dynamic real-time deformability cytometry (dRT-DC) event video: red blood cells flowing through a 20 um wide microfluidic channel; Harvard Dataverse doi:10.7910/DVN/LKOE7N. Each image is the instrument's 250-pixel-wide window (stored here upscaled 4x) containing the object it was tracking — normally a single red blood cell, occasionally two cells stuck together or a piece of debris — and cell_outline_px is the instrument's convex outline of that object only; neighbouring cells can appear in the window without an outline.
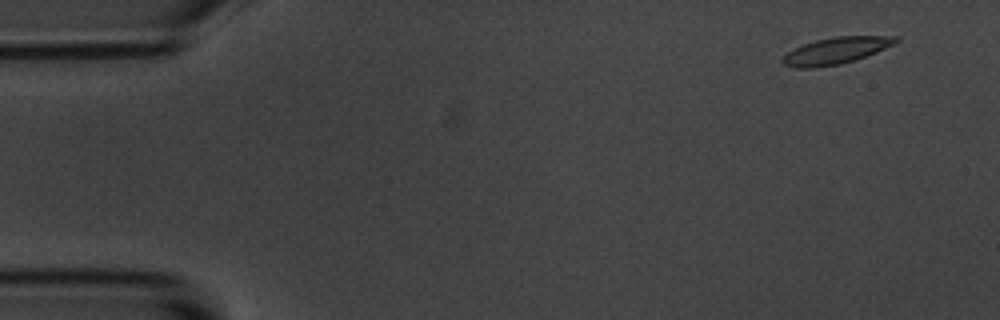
{"species": "common noctule bat (a hibernating species)", "species_latin": "Nyctalus noctula", "temperature_condition": "room temperature", "stored_images_in_passage": 5, "camera_frame_rate_fps": 3000, "um_per_image_px": 0.085, "animal": {"sex": "male", "body_mass_g": 20.1, "forearm_length_mm": 53.5}, "frame": {"image": 1, "passage_image": 1, "time_ms": 0.0, "image_size_px": [1000, 320], "cell_outline_px": [[900, 40], [896, 44], [876, 52], [840, 64], [812, 68], [800, 68], [784, 64], [780, 60], [792, 48], [816, 40], [836, 36], [900, 36]], "centroid_in_image_um": [71.08, 4.29], "position_along_channel_um": 13.9, "area_um2": 17.46}}
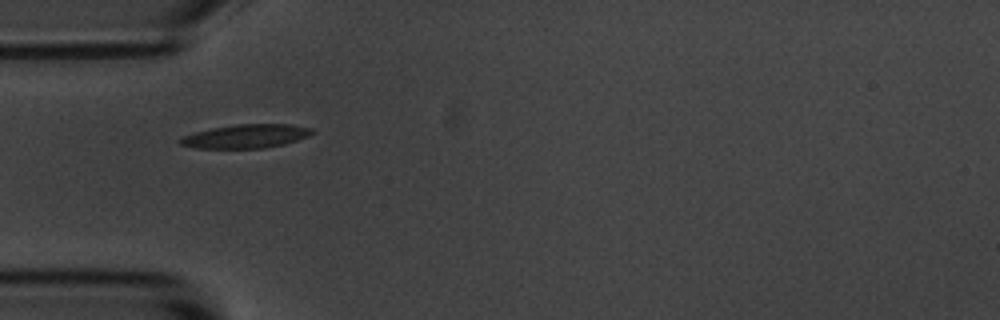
{"frame": {"image": 2, "passage_image": 4, "time_ms": 4.333, "image_size_px": [1000, 320], "cell_outline_px": [[316, 132], [308, 136], [284, 144], [264, 148], [196, 148], [180, 144], [176, 140], [184, 136], [196, 132], [212, 128], [236, 124], [292, 124], [312, 128]], "centroid_in_image_um": [20.93, 11.57], "position_along_channel_um": 64.1, "area_um2": 18.21}}